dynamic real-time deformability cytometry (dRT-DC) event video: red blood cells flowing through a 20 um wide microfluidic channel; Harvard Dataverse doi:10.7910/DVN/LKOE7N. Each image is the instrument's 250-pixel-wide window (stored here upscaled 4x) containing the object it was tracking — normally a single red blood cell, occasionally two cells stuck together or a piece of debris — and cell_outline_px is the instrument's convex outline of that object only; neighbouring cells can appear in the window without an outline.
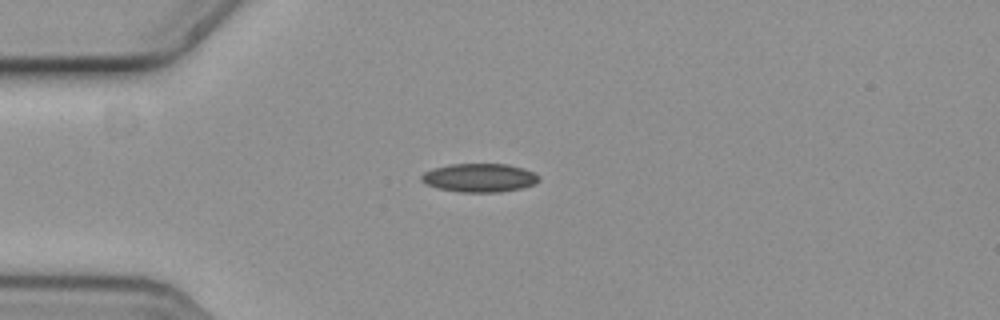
{"species": "common noctule bat (a hibernating species)", "species_latin": "Nyctalus noctula", "temperature_condition": "cold", "stored_images_in_passage": 8, "camera_frame_rate_fps": 3000, "um_per_image_px": 0.085, "animal": {"sex": "female", "body_mass_g": 19.3, "forearm_length_mm": 54.1}, "frame": {"image": 1, "passage_image": 1, "time_ms": 0.0, "image_size_px": [1000, 320], "cell_outline_px": [[540, 180], [536, 184], [520, 188], [500, 192], [460, 192], [440, 188], [428, 184], [420, 180], [420, 176], [424, 172], [432, 168], [448, 164], [508, 164], [524, 168], [540, 176]], "centroid_in_image_um": [40.77, 15.1], "position_along_channel_um": 44.2, "area_um2": 19.59}}
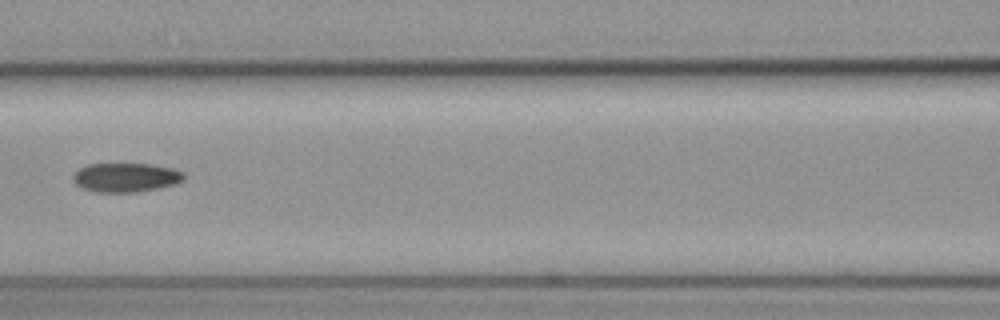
{"frame": {"image": 2, "passage_image": 4, "time_ms": 1.0, "image_size_px": [1000, 320], "cell_outline_px": [[184, 180], [176, 184], [160, 188], [136, 192], [96, 192], [80, 188], [72, 180], [72, 176], [80, 168], [88, 164], [152, 164], [176, 168], [184, 172]], "centroid_in_image_um": [10.72, 15.08], "position_along_channel_um": 155.9, "area_um2": 19.07}}
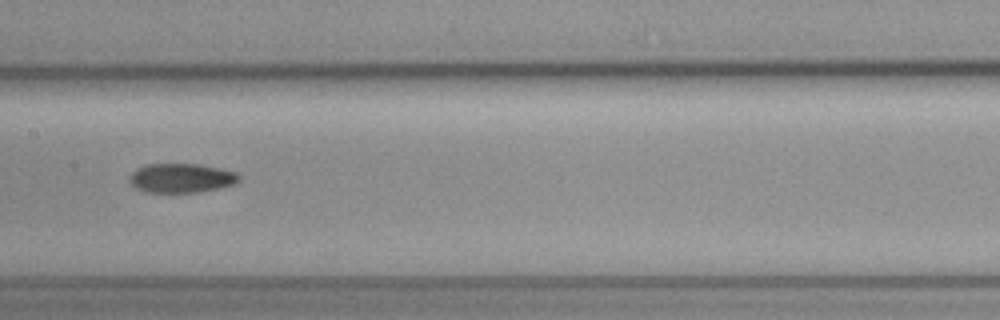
{"frame": {"image": 3, "passage_image": 5, "time_ms": 1.333, "image_size_px": [1000, 320], "cell_outline_px": [[240, 180], [236, 184], [220, 188], [200, 192], [144, 192], [136, 188], [128, 180], [128, 176], [136, 168], [144, 164], [200, 164], [220, 168], [236, 172], [240, 176]], "centroid_in_image_um": [15.41, 15.13], "position_along_channel_um": 192.0, "area_um2": 18.96}}